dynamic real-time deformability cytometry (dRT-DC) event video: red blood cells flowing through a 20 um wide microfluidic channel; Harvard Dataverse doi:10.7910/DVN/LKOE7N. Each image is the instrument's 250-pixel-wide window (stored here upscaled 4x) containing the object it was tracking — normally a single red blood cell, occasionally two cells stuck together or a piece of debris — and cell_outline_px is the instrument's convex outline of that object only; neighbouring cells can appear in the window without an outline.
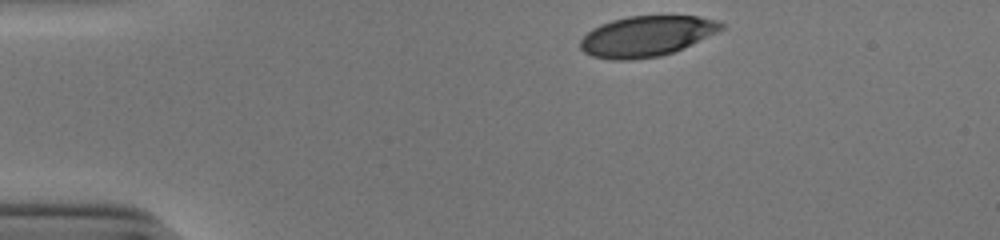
{"species": "human", "species_latin": "Homo sapiens", "temperature_condition": "cold", "stored_images_in_passage": 34, "camera_frame_rate_fps": 3000, "um_per_image_px": 0.085, "donor": {"sex": "male"}, "frame": {"image": 1, "passage_image": 1, "time_ms": 0.0, "image_size_px": [1000, 240], "cell_outline_px": [[724, 28], [716, 32], [672, 52], [660, 56], [628, 60], [612, 60], [592, 56], [584, 52], [580, 48], [580, 40], [592, 28], [600, 24], [612, 20], [628, 16], [700, 16], [716, 20], [724, 24]], "centroid_in_image_um": [54.91, 3.07], "position_along_channel_um": 30.1, "area_um2": 32.95}}
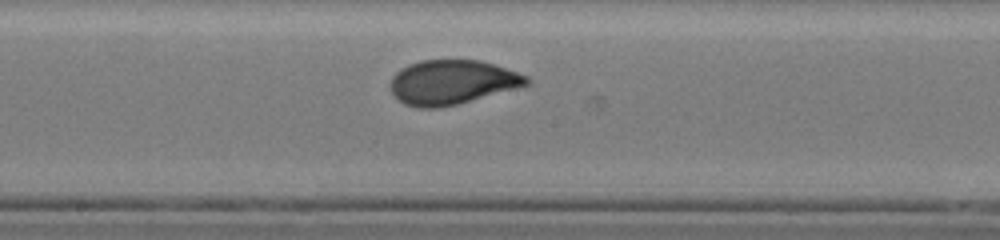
{"frame": {"image": 2, "passage_image": 20, "time_ms": 6.333, "image_size_px": [1000, 240], "cell_outline_px": [[532, 80], [528, 84], [456, 104], [436, 108], [416, 108], [404, 104], [392, 92], [392, 76], [400, 68], [408, 64], [420, 60], [480, 60], [496, 64], [528, 76]], "centroid_in_image_um": [38.41, 6.97], "position_along_channel_um": 209.8, "area_um2": 34.91}}
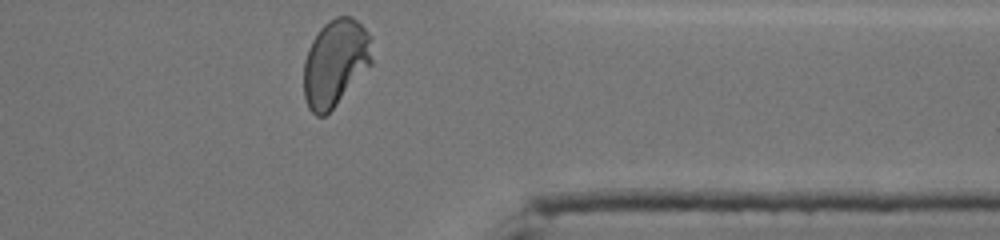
{"frame": {"image": 3, "passage_image": 34, "time_ms": 11.0, "image_size_px": [1000, 240], "cell_outline_px": [[372, 64], [336, 104], [324, 116], [316, 116], [308, 108], [304, 96], [304, 60], [308, 48], [312, 40], [320, 28], [328, 20], [336, 16], [352, 16], [372, 36]], "centroid_in_image_um": [28.5, 5.31], "position_along_channel_um": 382.9, "area_um2": 34.68}, "authors_computed_cell_mechanics": {"area_um2": 35.0846, "velocity_mm_per_s": 3.8875, "shape_relaxation_time_tau1_ms": 3.7012, "shape_relaxation_time_tau2_ms": null, "deformation_change_tau1": 0.1584, "deformation_change_tau2": null}}